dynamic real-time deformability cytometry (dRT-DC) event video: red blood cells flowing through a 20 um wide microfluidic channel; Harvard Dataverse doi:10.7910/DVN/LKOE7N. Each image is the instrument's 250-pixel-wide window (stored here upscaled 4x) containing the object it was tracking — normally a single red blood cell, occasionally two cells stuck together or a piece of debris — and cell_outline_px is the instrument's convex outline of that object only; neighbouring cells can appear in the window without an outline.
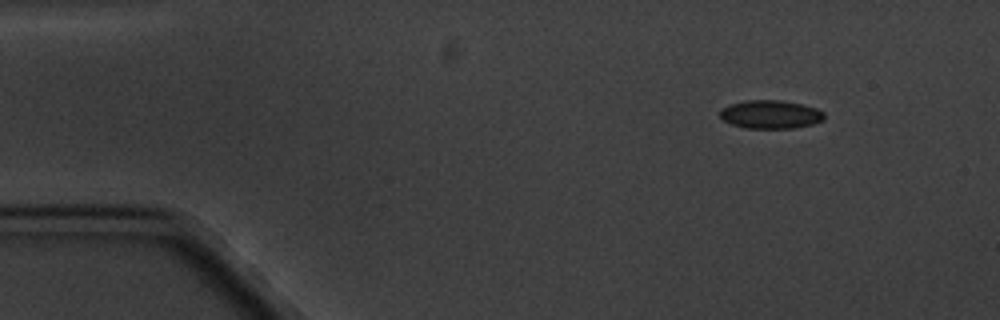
{"species": "common noctule bat (a hibernating species)", "species_latin": "Nyctalus noctula", "temperature_condition": "cold", "stored_images_in_passage": 4, "camera_frame_rate_fps": 3000, "um_per_image_px": 0.085, "animal": {"sex": "male", "body_mass_g": 20.1, "forearm_length_mm": 53.5}, "frame": {"image": 1, "passage_image": 1, "time_ms": 0.0, "image_size_px": [1000, 320], "cell_outline_px": [[824, 120], [812, 124], [796, 128], [744, 128], [732, 124], [724, 120], [720, 116], [720, 108], [744, 100], [780, 100], [804, 104], [816, 108], [824, 112]], "centroid_in_image_um": [65.51, 9.72], "position_along_channel_um": 19.5, "area_um2": 17.34}}
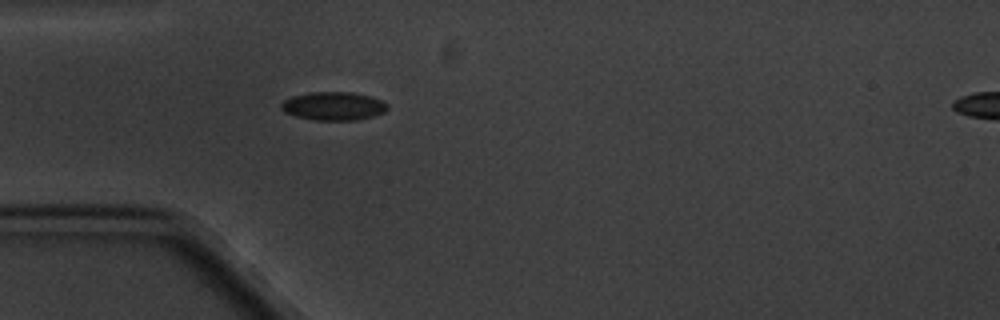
{"frame": {"image": 2, "passage_image": 4, "time_ms": 3.333, "image_size_px": [1000, 320], "cell_outline_px": [[388, 108], [384, 112], [372, 116], [356, 120], [316, 120], [296, 116], [284, 112], [280, 108], [280, 104], [284, 100], [292, 96], [308, 92], [352, 92], [368, 96], [380, 100]], "centroid_in_image_um": [28.28, 9.01], "position_along_channel_um": 56.7, "area_um2": 17.4}}